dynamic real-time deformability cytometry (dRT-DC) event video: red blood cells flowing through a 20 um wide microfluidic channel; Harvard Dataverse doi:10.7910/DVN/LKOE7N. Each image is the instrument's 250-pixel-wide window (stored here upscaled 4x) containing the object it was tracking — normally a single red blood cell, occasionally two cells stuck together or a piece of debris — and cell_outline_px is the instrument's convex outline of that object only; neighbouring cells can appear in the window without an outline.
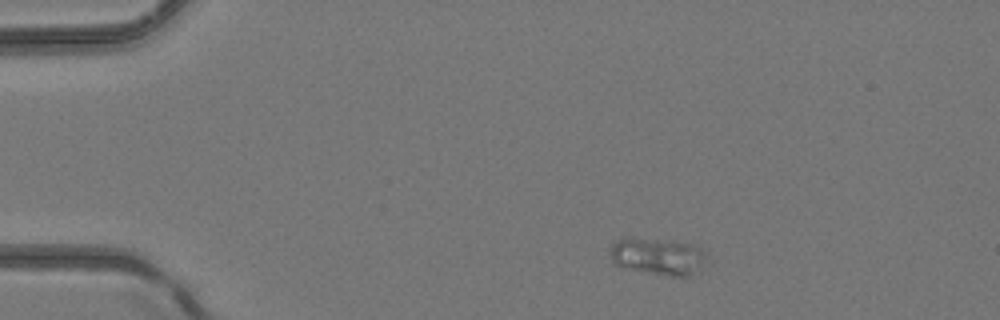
{"species": "common noctule bat (a hibernating species)", "species_latin": "Nyctalus noctula", "temperature_condition": "room temperature", "stored_images_in_passage": 2, "camera_frame_rate_fps": 3000, "um_per_image_px": 0.085, "animal": {"sex": "female", "body_mass_g": 24.6, "forearm_length_mm": 56.2}, "frame": {"image": 1, "passage_image": 1, "time_ms": 0.0, "image_size_px": [1000, 320], "cell_outline_px": [[708, 256], [700, 272], [692, 276], [668, 276], [648, 272], [612, 264], [608, 248], [616, 240], [628, 236], [668, 240], [688, 244], [700, 248]], "centroid_in_image_um": [55.9, 21.78], "position_along_channel_um": 29.1, "area_um2": 21.27}}